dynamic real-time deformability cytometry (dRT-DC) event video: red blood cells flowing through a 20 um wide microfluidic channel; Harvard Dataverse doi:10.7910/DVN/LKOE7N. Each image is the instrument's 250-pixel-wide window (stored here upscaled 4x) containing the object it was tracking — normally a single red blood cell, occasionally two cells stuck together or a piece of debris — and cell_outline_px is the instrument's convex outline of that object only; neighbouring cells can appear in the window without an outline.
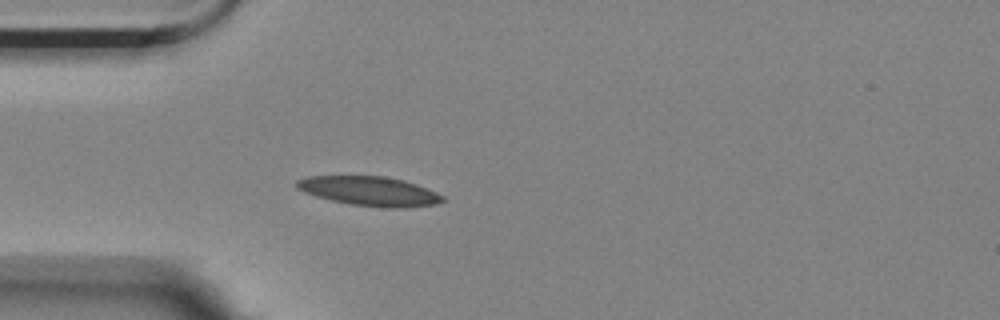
{"species": "Egyptian fruit bat (a non-hibernating species)", "species_latin": "Rousettus aegyptiacus", "temperature_condition": "room temperature", "stored_images_in_passage": 1, "camera_frame_rate_fps": 3000, "um_per_image_px": 0.085, "animal": {"sex": "female"}, "frame": {"image": 1, "passage_image": 1, "time_ms": 0.0, "image_size_px": [1000, 320], "cell_outline_px": [[444, 200], [436, 204], [408, 208], [388, 208], [348, 204], [316, 196], [304, 192], [296, 188], [296, 180], [308, 176], [384, 176], [404, 180], [416, 184], [436, 192], [444, 196]], "centroid_in_image_um": [31.42, 16.25], "position_along_channel_um": 53.6, "area_um2": 25.03}}